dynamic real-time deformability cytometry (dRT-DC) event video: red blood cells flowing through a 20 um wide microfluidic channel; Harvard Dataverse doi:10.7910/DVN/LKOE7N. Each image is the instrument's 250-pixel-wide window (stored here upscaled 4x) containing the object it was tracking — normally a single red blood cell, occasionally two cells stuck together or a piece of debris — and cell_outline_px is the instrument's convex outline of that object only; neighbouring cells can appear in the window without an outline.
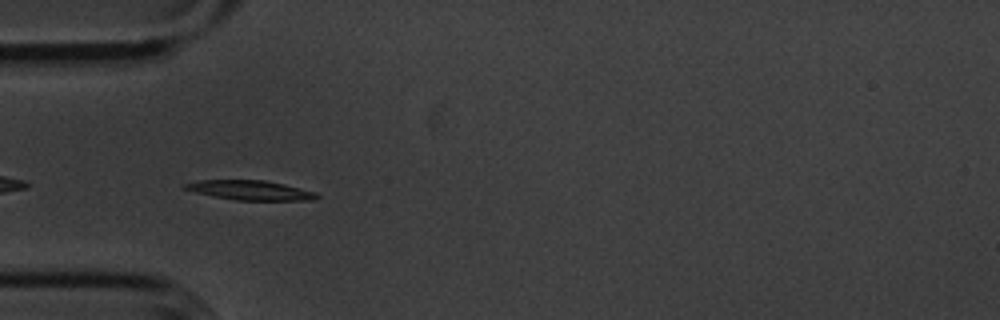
{"species": "common noctule bat (a hibernating species)", "species_latin": "Nyctalus noctula", "temperature_condition": "cold", "stored_images_in_passage": 41, "camera_frame_rate_fps": 3000, "um_per_image_px": 0.085, "animal": {"sex": "male", "body_mass_g": 20.1, "forearm_length_mm": 53.5}, "frame": {"image": 1, "passage_image": 2, "time_ms": 0.333, "image_size_px": [1000, 320], "cell_outline_px": [[320, 196], [312, 200], [236, 200], [212, 196], [180, 188], [180, 184], [196, 180], [264, 180], [284, 184], [316, 192]], "centroid_in_image_um": [21.19, 16.16], "position_along_channel_um": 63.8, "area_um2": 15.14}}
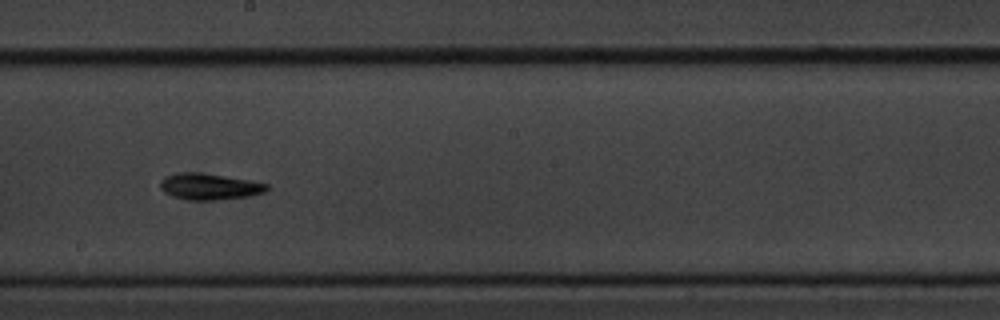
{"frame": {"image": 2, "passage_image": 16, "time_ms": 5.0, "image_size_px": [1000, 320], "cell_outline_px": [[268, 188], [264, 192], [252, 196], [216, 200], [188, 200], [172, 196], [164, 192], [160, 188], [160, 180], [164, 176], [180, 172], [196, 172], [224, 176], [248, 180], [268, 184]], "centroid_in_image_um": [17.76, 15.86], "position_along_channel_um": 230.4, "area_um2": 16.36}}
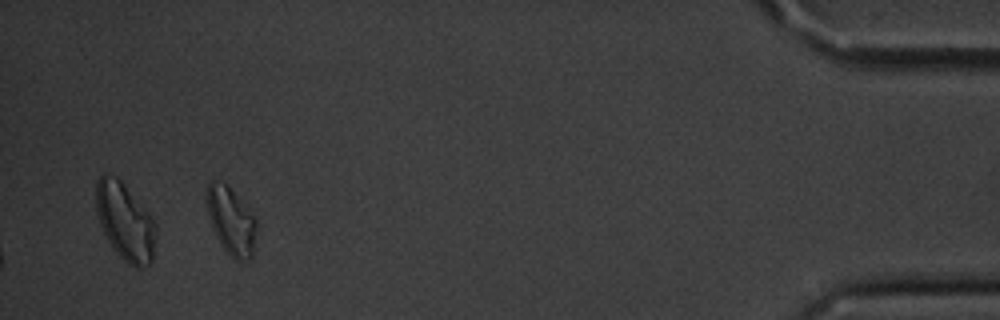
{"frame": {"image": 3, "passage_image": 37, "time_ms": 12.0, "image_size_px": [1000, 320], "cell_outline_px": [[260, 224], [252, 256], [248, 260], [240, 264], [232, 260], [220, 244], [212, 228], [208, 216], [204, 200], [204, 192], [208, 180], [212, 180], [224, 184], [232, 192]], "centroid_in_image_um": [19.63, 18.86], "position_along_channel_um": 415.6, "area_um2": 20.23}, "authors_computed_cell_mechanics": {"area_um2": 15.4904, "velocity_mm_per_s": 3.5892, "shape_relaxation_time_tau1_ms": 1.5751, "shape_relaxation_time_tau2_ms": null, "deformation_change_tau1": 0.1623, "deformation_change_tau2": null}}